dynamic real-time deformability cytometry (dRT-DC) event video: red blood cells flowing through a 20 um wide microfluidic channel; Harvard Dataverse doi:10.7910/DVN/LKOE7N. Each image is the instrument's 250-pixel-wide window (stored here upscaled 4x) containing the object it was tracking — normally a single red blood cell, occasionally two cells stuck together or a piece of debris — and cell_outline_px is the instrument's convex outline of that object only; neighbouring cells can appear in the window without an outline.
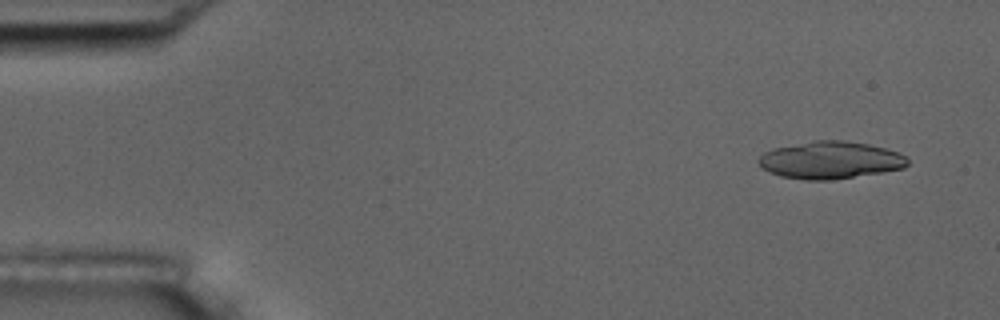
{"species": "common noctule bat (a hibernating species)", "species_latin": "Nyctalus noctula", "temperature_condition": "room temperature", "stored_images_in_passage": 54, "segment_of_instrument_passage": [1, 2], "camera_frame_rate_fps": 3000, "um_per_image_px": 0.085, "animal": {"sex": "male", "body_mass_g": 17.5, "forearm_length_mm": 52.3}, "frame": {"image": 1, "passage_image": 4, "time_ms": 1.0, "image_size_px": [1000, 320], "cell_outline_px": [[908, 164], [904, 168], [880, 172], [828, 180], [804, 180], [780, 176], [764, 168], [756, 160], [764, 152], [776, 148], [816, 140], [844, 140], [868, 144], [884, 148], [896, 152], [904, 156], [908, 160]], "centroid_in_image_um": [70.57, 13.61], "position_along_channel_um": 14.4, "area_um2": 31.91}}